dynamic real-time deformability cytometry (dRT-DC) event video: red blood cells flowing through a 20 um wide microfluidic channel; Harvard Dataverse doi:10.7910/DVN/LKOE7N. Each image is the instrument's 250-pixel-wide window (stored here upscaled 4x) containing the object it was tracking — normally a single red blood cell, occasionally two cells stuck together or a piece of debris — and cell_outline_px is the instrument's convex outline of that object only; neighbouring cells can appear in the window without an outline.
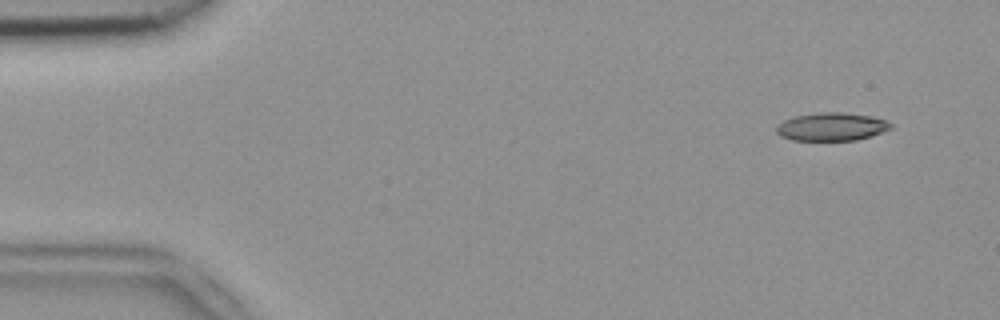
{"species": "common noctule bat (a hibernating species)", "species_latin": "Nyctalus noctula", "temperature_condition": "room temperature", "stored_images_in_passage": 5, "camera_frame_rate_fps": 3000, "um_per_image_px": 0.085, "animal": {"sex": "female", "body_mass_g": 18.4}, "frame": {"image": 1, "passage_image": 1, "time_ms": 0.0, "image_size_px": [1000, 320], "cell_outline_px": [[892, 128], [872, 136], [856, 140], [792, 140], [780, 136], [776, 132], [776, 128], [784, 120], [796, 116], [820, 112], [840, 112], [868, 116], [884, 120], [892, 124]], "centroid_in_image_um": [70.68, 10.78], "position_along_channel_um": 14.3, "area_um2": 18.5}}
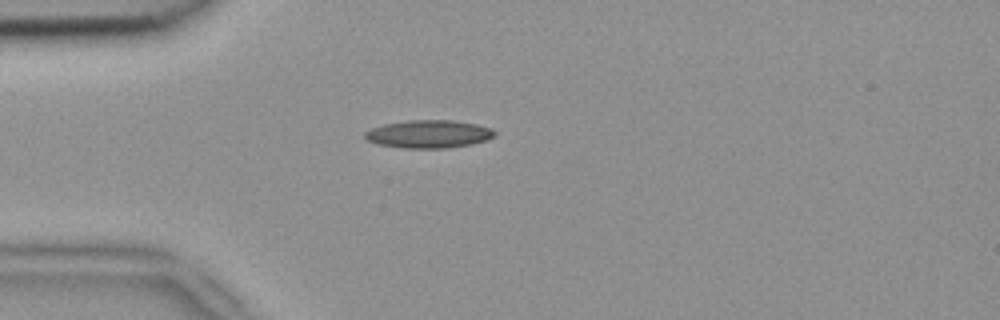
{"frame": {"image": 2, "passage_image": 4, "time_ms": 1.0, "image_size_px": [1000, 320], "cell_outline_px": [[496, 132], [488, 140], [472, 144], [448, 148], [400, 148], [376, 144], [368, 140], [364, 136], [364, 132], [372, 128], [384, 124], [408, 120], [452, 120], [476, 124], [492, 128]], "centroid_in_image_um": [36.43, 11.4], "position_along_channel_um": 48.6, "area_um2": 21.21}}